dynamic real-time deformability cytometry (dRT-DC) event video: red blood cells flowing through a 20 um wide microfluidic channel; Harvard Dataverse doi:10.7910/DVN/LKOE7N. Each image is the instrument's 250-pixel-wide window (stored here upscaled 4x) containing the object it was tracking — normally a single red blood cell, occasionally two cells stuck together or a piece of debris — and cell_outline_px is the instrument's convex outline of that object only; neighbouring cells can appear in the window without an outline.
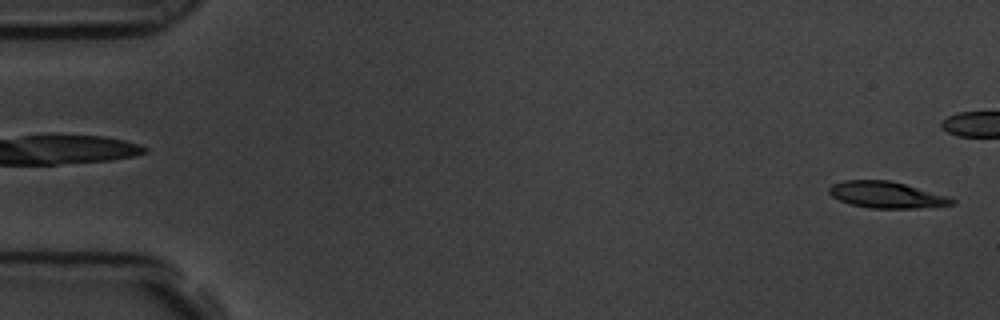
{"species": "common noctule bat (a hibernating species)", "species_latin": "Nyctalus noctula", "temperature_condition": "room temperature", "stored_images_in_passage": 5, "segment_of_instrument_passage": [2, 2], "camera_frame_rate_fps": 3000, "um_per_image_px": 0.085, "animal": {"sex": "male", "body_mass_g": 19.5, "forearm_length_mm": 54.6}, "frame": {"image": 1, "passage_image": 5, "time_ms": 1.333, "image_size_px": [1000, 320], "cell_outline_px": [[956, 204], [916, 208], [872, 208], [852, 204], [840, 200], [832, 196], [828, 192], [828, 188], [832, 184], [844, 180], [888, 180], [904, 184], [948, 196], [956, 200]], "centroid_in_image_um": [75.35, 16.55], "position_along_channel_um": 9.6, "area_um2": 18.73}}